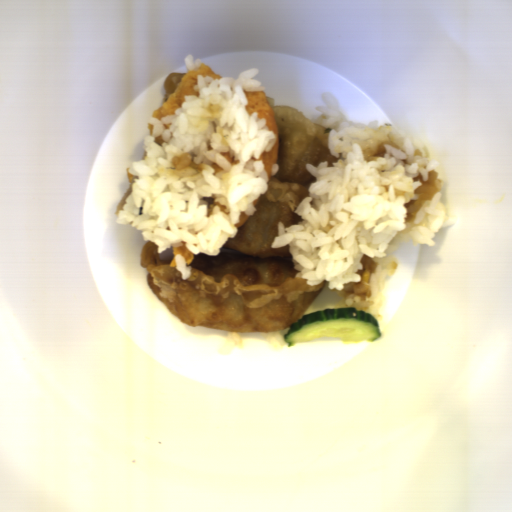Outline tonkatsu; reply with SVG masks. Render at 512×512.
Returning <instances> with one entry per match:
<instances>
[{
  "mask_svg": "<svg viewBox=\"0 0 512 512\" xmlns=\"http://www.w3.org/2000/svg\"><path fill=\"white\" fill-rule=\"evenodd\" d=\"M248 105L246 106V111L249 114L253 112H258L259 117L266 118L269 129H272L276 135L277 139L275 145L270 151H263L260 155V158L263 162L264 168L268 173V180L272 177V168L276 165L279 155L280 149V133L279 128L275 116L274 109L269 102L265 91L263 90H246L244 91Z\"/></svg>",
  "mask_w": 512,
  "mask_h": 512,
  "instance_id": "obj_1",
  "label": "tonkatsu"
},
{
  "mask_svg": "<svg viewBox=\"0 0 512 512\" xmlns=\"http://www.w3.org/2000/svg\"><path fill=\"white\" fill-rule=\"evenodd\" d=\"M211 76L212 78H223L216 73L211 66L205 63H199L198 67L190 69L184 73L176 84L172 94H169L164 102L158 109L153 110L152 117L161 118L169 114H175V110L180 108L185 95H200V92L194 91V85H197V76Z\"/></svg>",
  "mask_w": 512,
  "mask_h": 512,
  "instance_id": "obj_2",
  "label": "tonkatsu"
},
{
  "mask_svg": "<svg viewBox=\"0 0 512 512\" xmlns=\"http://www.w3.org/2000/svg\"><path fill=\"white\" fill-rule=\"evenodd\" d=\"M181 243H182L181 246H171L172 256H173V259L170 262L171 267H175V264H176L175 255L176 254H182L184 259L186 260L187 264L190 262H193V260H194V253L186 247L185 241H183Z\"/></svg>",
  "mask_w": 512,
  "mask_h": 512,
  "instance_id": "obj_3",
  "label": "tonkatsu"
},
{
  "mask_svg": "<svg viewBox=\"0 0 512 512\" xmlns=\"http://www.w3.org/2000/svg\"><path fill=\"white\" fill-rule=\"evenodd\" d=\"M139 176H135V175H132V174H129L128 172V175H127V179H128V183H129V187L127 189V191L121 196L117 206H116V210H115V213L116 215L118 216V212L119 210H121L123 208V205L126 201V198L130 195L131 193V187H132V184L134 182V179H137Z\"/></svg>",
  "mask_w": 512,
  "mask_h": 512,
  "instance_id": "obj_4",
  "label": "tonkatsu"
},
{
  "mask_svg": "<svg viewBox=\"0 0 512 512\" xmlns=\"http://www.w3.org/2000/svg\"><path fill=\"white\" fill-rule=\"evenodd\" d=\"M221 155H223L232 165H236L237 163H239L235 158L234 156L231 155V153L228 151V152H220Z\"/></svg>",
  "mask_w": 512,
  "mask_h": 512,
  "instance_id": "obj_5",
  "label": "tonkatsu"
},
{
  "mask_svg": "<svg viewBox=\"0 0 512 512\" xmlns=\"http://www.w3.org/2000/svg\"><path fill=\"white\" fill-rule=\"evenodd\" d=\"M248 217H249V215H246L244 211H241L240 216H239V222L237 224H235L234 226L238 227L240 225H243L247 221Z\"/></svg>",
  "mask_w": 512,
  "mask_h": 512,
  "instance_id": "obj_6",
  "label": "tonkatsu"
},
{
  "mask_svg": "<svg viewBox=\"0 0 512 512\" xmlns=\"http://www.w3.org/2000/svg\"><path fill=\"white\" fill-rule=\"evenodd\" d=\"M212 166H213V167H214V169H215L214 174H217L218 172L223 171L222 166H221V165L216 164L215 162H214V163H212Z\"/></svg>",
  "mask_w": 512,
  "mask_h": 512,
  "instance_id": "obj_7",
  "label": "tonkatsu"
},
{
  "mask_svg": "<svg viewBox=\"0 0 512 512\" xmlns=\"http://www.w3.org/2000/svg\"><path fill=\"white\" fill-rule=\"evenodd\" d=\"M259 198H260V195L254 201H252V204L254 207L257 205Z\"/></svg>",
  "mask_w": 512,
  "mask_h": 512,
  "instance_id": "obj_8",
  "label": "tonkatsu"
},
{
  "mask_svg": "<svg viewBox=\"0 0 512 512\" xmlns=\"http://www.w3.org/2000/svg\"><path fill=\"white\" fill-rule=\"evenodd\" d=\"M154 126L148 124V129H149V136L152 135V129H153Z\"/></svg>",
  "mask_w": 512,
  "mask_h": 512,
  "instance_id": "obj_9",
  "label": "tonkatsu"
}]
</instances>
